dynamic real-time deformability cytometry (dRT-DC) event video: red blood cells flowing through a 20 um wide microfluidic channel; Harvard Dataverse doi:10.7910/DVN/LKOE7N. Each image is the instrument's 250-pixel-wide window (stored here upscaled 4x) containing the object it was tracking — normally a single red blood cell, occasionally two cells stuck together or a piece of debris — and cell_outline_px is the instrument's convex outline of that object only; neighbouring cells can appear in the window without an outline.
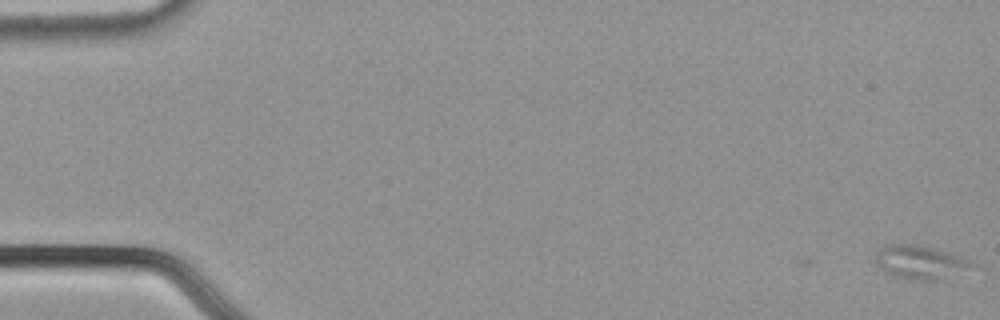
{"species": "common noctule bat (a hibernating species)", "species_latin": "Nyctalus noctula", "temperature_condition": "cold", "stored_images_in_passage": 5, "camera_frame_rate_fps": 3000, "um_per_image_px": 0.085, "animal": {"sex": "male", "body_mass_g": 21.5, "forearm_length_mm": 52.0}, "frame": {"image": 1, "passage_image": 1, "time_ms": 0.0, "image_size_px": [1000, 320], "cell_outline_px": [[984, 284], [912, 280], [896, 276], [880, 268], [876, 264], [876, 252], [884, 244], [916, 244], [964, 256], [976, 260], [984, 268]], "centroid_in_image_um": [78.93, 22.47], "position_along_channel_um": 6.1, "area_um2": 22.89}}